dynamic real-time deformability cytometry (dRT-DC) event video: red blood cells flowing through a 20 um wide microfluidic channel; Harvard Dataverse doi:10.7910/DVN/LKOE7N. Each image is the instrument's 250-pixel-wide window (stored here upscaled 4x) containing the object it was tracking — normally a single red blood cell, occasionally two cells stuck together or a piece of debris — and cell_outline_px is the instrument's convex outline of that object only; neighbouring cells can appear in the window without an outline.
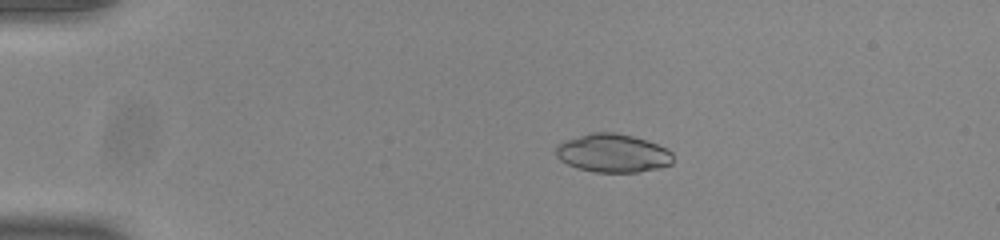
{"species": "common noctule bat (a hibernating species)", "species_latin": "Nyctalus noctula", "temperature_condition": "room temperature", "stored_images_in_passage": 54, "camera_frame_rate_fps": 3000, "um_per_image_px": 0.085, "animal": {"sex": "male", "body_mass_g": 20.0, "forearm_length_mm": 53.3}, "frame": {"image": 1, "passage_image": 12, "time_ms": 3.667, "image_size_px": [1000, 240], "cell_outline_px": [[672, 164], [660, 168], [636, 172], [596, 172], [576, 168], [560, 160], [556, 156], [556, 144], [564, 140], [588, 132], [616, 132], [632, 136], [656, 144], [672, 152]], "centroid_in_image_um": [52.04, 13.01], "position_along_channel_um": 33.0, "area_um2": 26.3}}
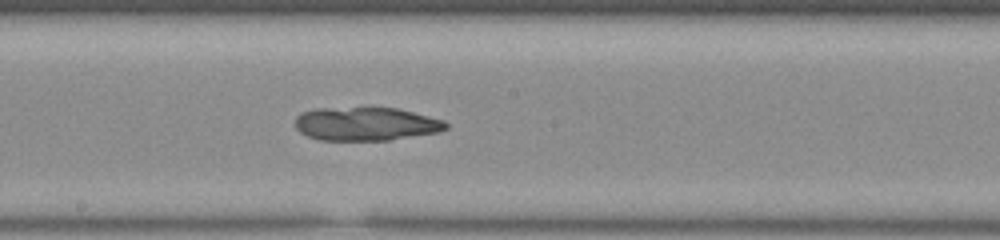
{"frame": {"image": 2, "passage_image": 31, "time_ms": 10.0, "image_size_px": [1000, 240], "cell_outline_px": [[448, 128], [440, 132], [388, 140], [320, 140], [308, 136], [300, 132], [296, 128], [296, 116], [304, 112], [316, 108], [396, 108], [444, 120], [448, 124]], "centroid_in_image_um": [31.12, 10.54], "position_along_channel_um": 217.1, "area_um2": 29.25}}
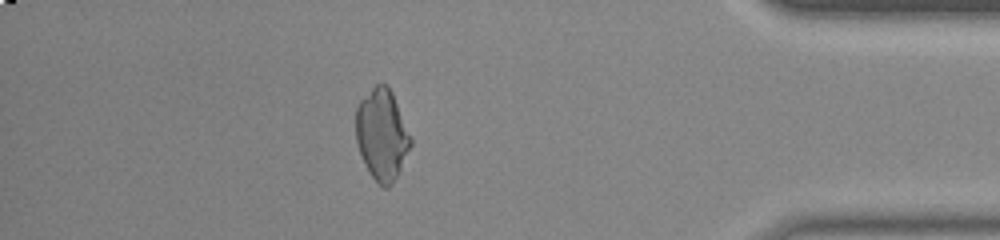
{"frame": {"image": 3, "passage_image": 48, "time_ms": 15.667, "image_size_px": [1000, 240], "cell_outline_px": [[412, 144], [392, 184], [388, 188], [384, 188], [368, 172], [360, 152], [356, 140], [356, 108], [360, 100], [376, 84], [388, 84], [392, 92], [412, 140]], "centroid_in_image_um": [32.45, 11.43], "position_along_channel_um": 402.7, "area_um2": 28.67}}